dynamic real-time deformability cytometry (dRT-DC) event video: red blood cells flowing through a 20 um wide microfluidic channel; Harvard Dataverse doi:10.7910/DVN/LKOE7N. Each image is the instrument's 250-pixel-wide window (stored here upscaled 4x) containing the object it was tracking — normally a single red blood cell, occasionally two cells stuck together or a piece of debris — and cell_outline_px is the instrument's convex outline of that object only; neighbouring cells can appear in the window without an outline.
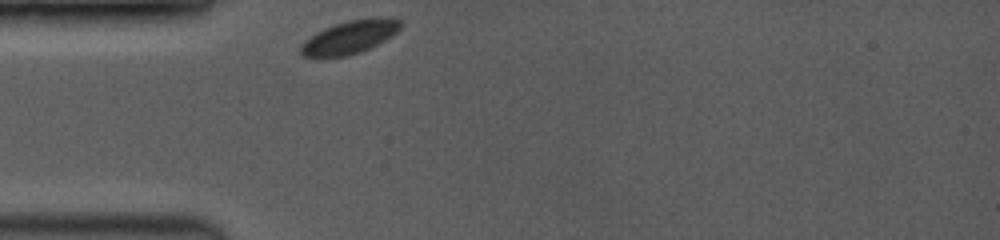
{"species": "common noctule bat (a hibernating species)", "species_latin": "Nyctalus noctula", "temperature_condition": "room temperature", "stored_images_in_passage": 19, "camera_frame_rate_fps": 3500, "um_per_image_px": 0.085, "animal": {"sex": "female", "body_mass_g": 19.0, "forearm_length_mm": 53.3}, "frame": {"image": 1, "passage_image": 1, "time_ms": 0.0, "image_size_px": [1000, 240], "cell_outline_px": [[404, 24], [392, 36], [360, 52], [348, 56], [300, 56], [300, 44], [304, 40], [316, 32], [324, 28], [348, 20], [376, 16], [396, 16]], "centroid_in_image_um": [29.78, 3.11], "position_along_channel_um": 55.2, "area_um2": 19.54}}
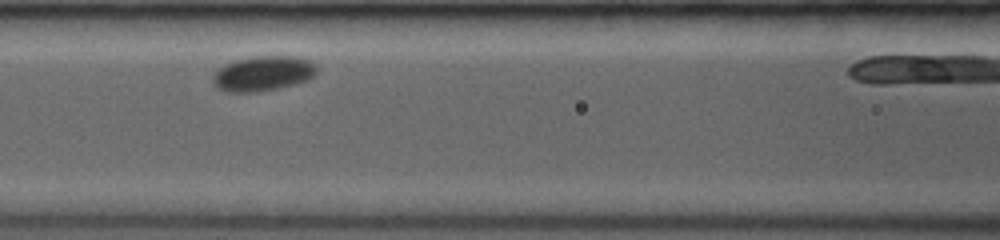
{"frame": {"image": 2, "passage_image": 7, "time_ms": 2.571, "image_size_px": [1000, 240], "cell_outline_px": [[316, 72], [308, 80], [296, 84], [256, 92], [228, 92], [216, 88], [212, 80], [212, 76], [224, 64], [236, 60], [252, 56], [292, 56], [308, 60], [316, 64]], "centroid_in_image_um": [22.34, 6.25], "position_along_channel_um": 144.3, "area_um2": 21.15}}
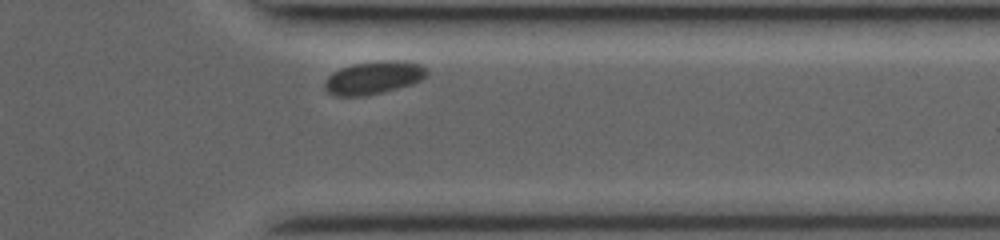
{"frame": {"image": 3, "passage_image": 18, "time_ms": 8.857, "image_size_px": [1000, 240], "cell_outline_px": [[428, 72], [420, 80], [412, 84], [364, 96], [336, 96], [328, 92], [324, 88], [324, 80], [332, 72], [340, 68], [352, 64], [380, 60], [404, 60], [420, 64], [428, 68]], "centroid_in_image_um": [31.74, 6.58], "position_along_channel_um": 379.7, "area_um2": 19.71}, "authors_computed_cell_mechanics": {"area_um2": 19.7098, "velocity_mm_per_s": 3.6974, "shape_relaxation_time_tau1_ms": 0.5572, "shape_relaxation_time_tau2_ms": null, "deformation_change_tau1": 0.0286, "deformation_change_tau2": null}}